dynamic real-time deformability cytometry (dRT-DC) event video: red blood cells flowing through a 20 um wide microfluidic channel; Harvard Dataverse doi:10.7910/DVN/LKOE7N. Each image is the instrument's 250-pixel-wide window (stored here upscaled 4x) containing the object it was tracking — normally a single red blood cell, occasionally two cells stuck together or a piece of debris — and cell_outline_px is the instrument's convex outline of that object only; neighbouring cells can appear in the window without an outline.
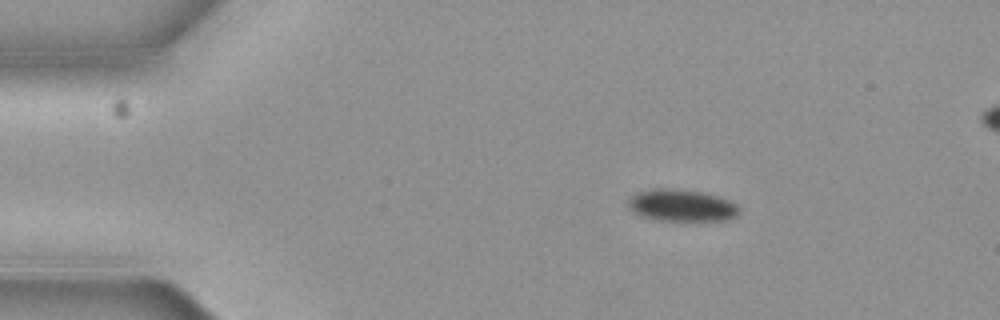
{"species": "common noctule bat (a hibernating species)", "species_latin": "Nyctalus noctula", "temperature_condition": "cold", "stored_images_in_passage": 4, "segment_of_instrument_passage": [1, 2], "camera_frame_rate_fps": 3000, "um_per_image_px": 0.085, "animal": {"sex": "female", "body_mass_g": 19.3, "forearm_length_mm": 54.1}, "frame": {"image": 1, "passage_image": 1, "time_ms": 0.0, "image_size_px": [1000, 320], "cell_outline_px": [[740, 212], [736, 216], [728, 220], [688, 224], [656, 220], [640, 216], [632, 212], [628, 208], [628, 200], [636, 192], [652, 188], [676, 188], [704, 192], [720, 196], [736, 204], [740, 208]], "centroid_in_image_um": [57.96, 17.51], "position_along_channel_um": 27.0, "area_um2": 22.08}}